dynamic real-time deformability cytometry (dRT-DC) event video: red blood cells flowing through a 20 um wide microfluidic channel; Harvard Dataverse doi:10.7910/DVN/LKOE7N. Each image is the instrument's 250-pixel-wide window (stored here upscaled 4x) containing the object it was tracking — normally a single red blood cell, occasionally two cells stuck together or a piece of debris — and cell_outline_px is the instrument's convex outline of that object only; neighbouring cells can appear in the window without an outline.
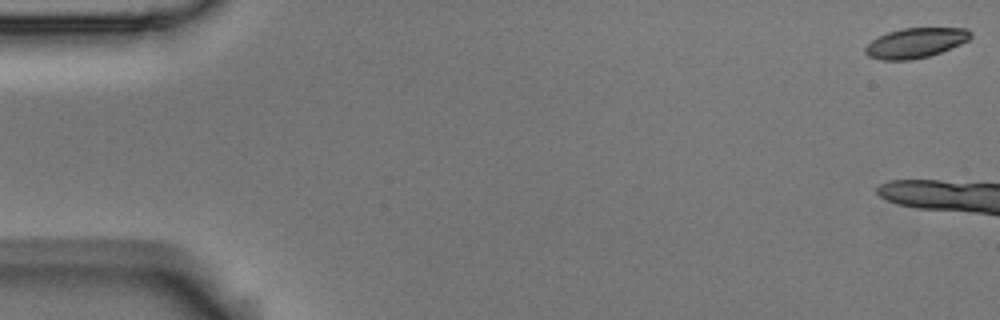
{"species": "Egyptian fruit bat (a non-hibernating species)", "species_latin": "Rousettus aegyptiacus", "temperature_condition": "room temperature", "stored_images_in_passage": 9, "camera_frame_rate_fps": 3000, "um_per_image_px": 0.085, "animal": {"sex": "male"}, "frame": {"image": 1, "passage_image": 1, "time_ms": 0.0, "image_size_px": [1000, 320], "cell_outline_px": [[972, 36], [968, 40], [960, 44], [940, 52], [928, 56], [912, 60], [880, 60], [868, 56], [864, 52], [864, 48], [872, 40], [888, 32], [900, 28], [964, 28], [972, 32]], "centroid_in_image_um": [77.8, 3.65], "position_along_channel_um": 7.2, "area_um2": 18.32}}
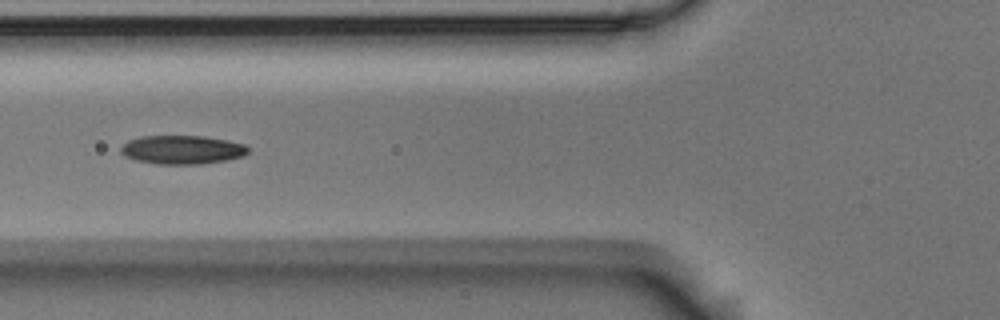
{"frame": {"image": 2, "passage_image": 7, "time_ms": 2.0, "image_size_px": [1000, 320], "cell_outline_px": [[248, 152], [244, 156], [224, 160], [200, 164], [160, 164], [136, 160], [124, 156], [120, 152], [120, 148], [128, 140], [140, 136], [204, 136], [228, 140], [244, 144], [248, 148]], "centroid_in_image_um": [15.47, 12.72], "position_along_channel_um": 110.3, "area_um2": 21.27}}
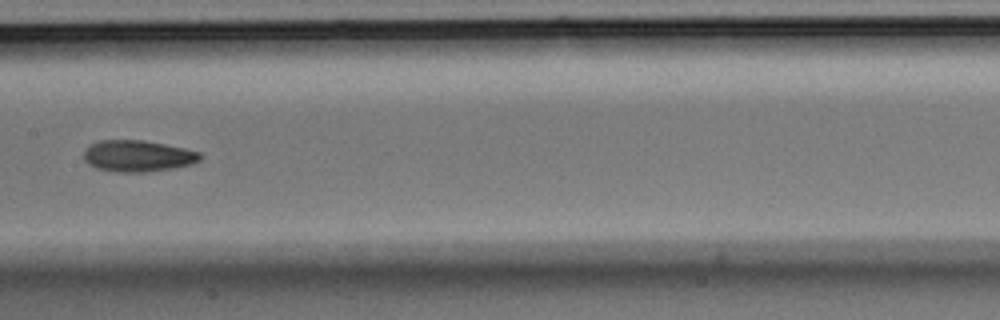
{"frame": {"image": 3, "passage_image": 9, "time_ms": 2.667, "image_size_px": [1000, 320], "cell_outline_px": [[200, 160], [192, 164], [172, 168], [144, 172], [116, 172], [96, 168], [88, 164], [84, 160], [84, 152], [88, 144], [100, 140], [144, 140], [184, 148], [200, 152]], "centroid_in_image_um": [11.67, 13.25], "position_along_channel_um": 195.7, "area_um2": 21.33}}